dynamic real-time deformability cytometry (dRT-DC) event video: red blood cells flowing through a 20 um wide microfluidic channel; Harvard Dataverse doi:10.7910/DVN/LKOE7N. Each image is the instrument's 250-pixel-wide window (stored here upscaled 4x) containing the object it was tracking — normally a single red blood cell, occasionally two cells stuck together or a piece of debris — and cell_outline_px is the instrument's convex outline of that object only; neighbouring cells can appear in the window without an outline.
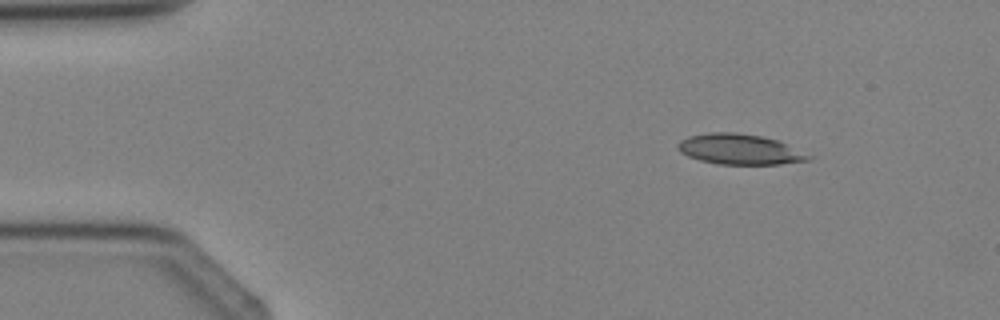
{"species": "Egyptian fruit bat (a non-hibernating species)", "species_latin": "Rousettus aegyptiacus", "temperature_condition": "cold", "stored_images_in_passage": 3, "camera_frame_rate_fps": 3000, "um_per_image_px": 0.085, "animal": {"sex": "female"}, "frame": {"image": 1, "passage_image": 1, "time_ms": 0.0, "image_size_px": [1000, 320], "cell_outline_px": [[812, 160], [780, 164], [720, 164], [700, 160], [688, 156], [680, 152], [676, 148], [676, 144], [680, 140], [688, 136], [708, 132], [736, 132], [760, 136], [776, 140], [812, 156]], "centroid_in_image_um": [62.82, 12.69], "position_along_channel_um": 22.2, "area_um2": 23.06}}
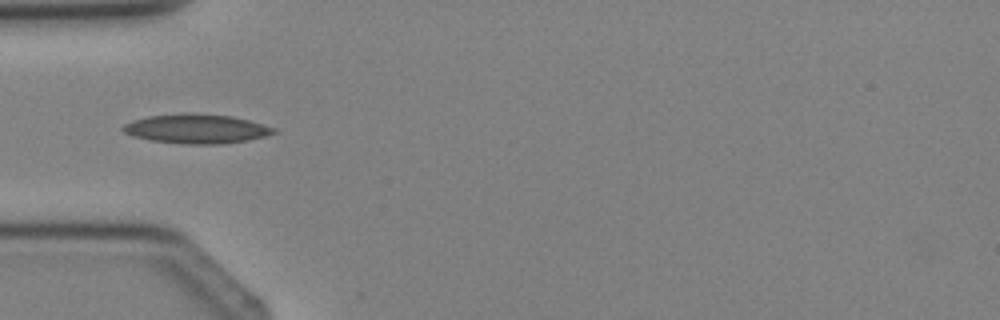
{"frame": {"image": 2, "passage_image": 3, "time_ms": 2.333, "image_size_px": [1000, 320], "cell_outline_px": [[276, 132], [264, 136], [244, 140], [220, 144], [184, 144], [152, 140], [132, 136], [124, 132], [120, 128], [124, 124], [132, 120], [148, 116], [188, 112], [232, 116], [248, 120], [276, 128]], "centroid_in_image_um": [16.64, 10.93], "position_along_channel_um": 68.4, "area_um2": 25.66}}